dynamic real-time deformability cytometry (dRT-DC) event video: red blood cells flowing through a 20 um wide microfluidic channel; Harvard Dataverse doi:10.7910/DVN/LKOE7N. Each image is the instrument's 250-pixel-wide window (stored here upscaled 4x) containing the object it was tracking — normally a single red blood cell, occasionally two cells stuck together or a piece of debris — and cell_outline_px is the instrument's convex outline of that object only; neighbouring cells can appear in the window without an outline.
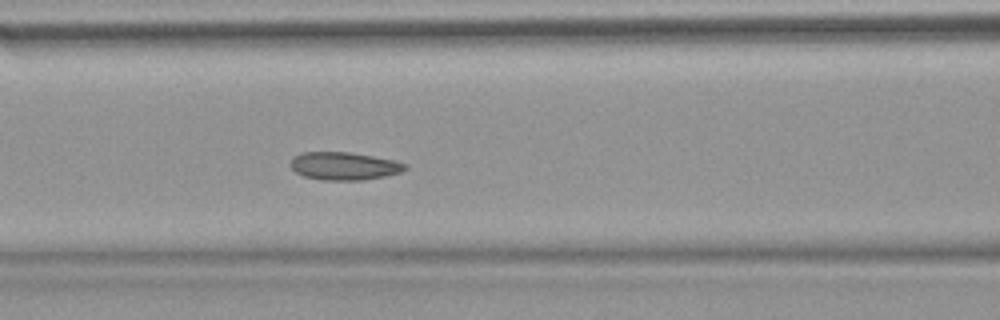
{"species": "common noctule bat (a hibernating species)", "species_latin": "Nyctalus noctula", "temperature_condition": "warm", "stored_images_in_passage": 53, "camera_frame_rate_fps": 3000, "um_per_image_px": 0.085, "animal": {"sex": "female", "body_mass_g": 18.4}, "frame": {"image": 1, "passage_image": 23, "time_ms": 7.333, "image_size_px": [1000, 320], "cell_outline_px": [[408, 168], [400, 172], [384, 176], [364, 180], [320, 180], [304, 176], [296, 172], [292, 168], [292, 156], [300, 152], [348, 152], [372, 156], [392, 160], [408, 164]], "centroid_in_image_um": [29.24, 14.11], "position_along_channel_um": 137.4, "area_um2": 18.55}, "authors_computed_cell_mechanics": {"area_um2": 18.7272, "velocity_mm_per_s": 3.7884, "shape_relaxation_time_tau1_ms": 5.0029, "shape_relaxation_time_tau2_ms": 3.2333, "deformation_change_tau1": 0.0696, "deformation_change_tau2": 0.088}}